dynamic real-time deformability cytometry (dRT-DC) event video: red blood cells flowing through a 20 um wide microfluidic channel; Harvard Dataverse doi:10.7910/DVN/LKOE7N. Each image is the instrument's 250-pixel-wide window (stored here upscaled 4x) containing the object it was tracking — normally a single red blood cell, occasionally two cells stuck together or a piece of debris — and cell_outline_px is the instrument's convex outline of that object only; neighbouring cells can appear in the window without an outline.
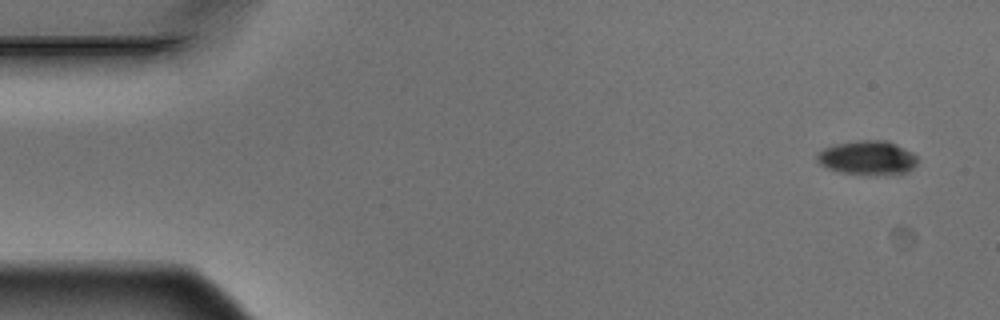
{"species": "Egyptian fruit bat (a non-hibernating species)", "species_latin": "Rousettus aegyptiacus", "temperature_condition": "warm", "stored_images_in_passage": 7, "camera_frame_rate_fps": 3000, "um_per_image_px": 0.085, "animal": {"sex": "male"}, "frame": {"image": 1, "passage_image": 1, "time_ms": 0.0, "image_size_px": [1000, 320], "cell_outline_px": [[916, 164], [908, 172], [840, 172], [828, 168], [820, 164], [816, 160], [816, 156], [824, 148], [836, 144], [860, 140], [884, 140], [896, 144], [912, 152], [916, 156]], "centroid_in_image_um": [73.71, 13.36], "position_along_channel_um": 11.3, "area_um2": 19.02}}
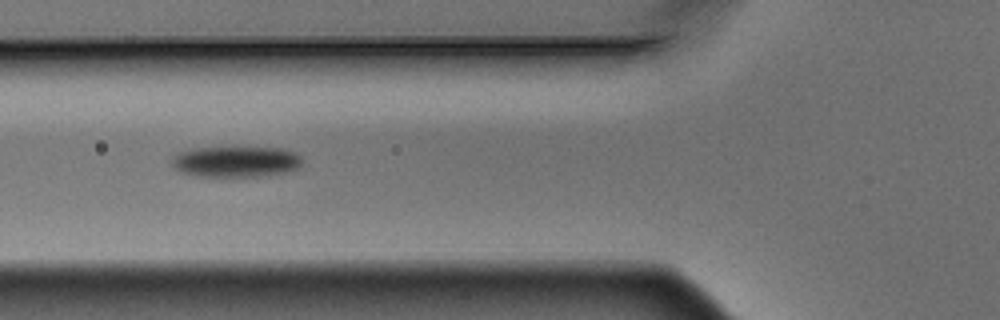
{"frame": {"image": 2, "passage_image": 6, "time_ms": 1.667, "image_size_px": [1000, 320], "cell_outline_px": [[304, 160], [300, 168], [288, 172], [268, 176], [196, 176], [180, 172], [172, 164], [172, 156], [188, 148], [288, 148], [304, 156]], "centroid_in_image_um": [20.15, 13.74], "position_along_channel_um": 105.7, "area_um2": 23.93}}
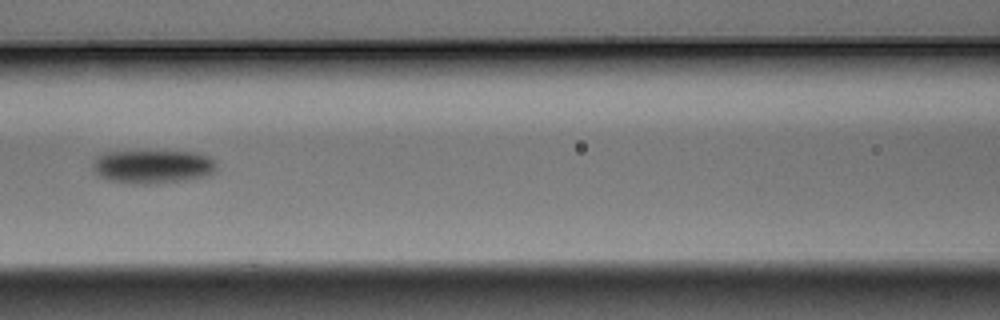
{"frame": {"image": 3, "passage_image": 7, "time_ms": 2.0, "image_size_px": [1000, 320], "cell_outline_px": [[216, 168], [208, 176], [180, 180], [144, 184], [140, 184], [108, 180], [100, 176], [92, 168], [92, 164], [96, 156], [104, 152], [196, 152], [208, 156], [216, 160]], "centroid_in_image_um": [12.97, 14.15], "position_along_channel_um": 153.6, "area_um2": 23.87}}